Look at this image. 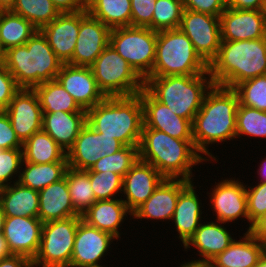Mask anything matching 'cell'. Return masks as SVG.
<instances>
[{
  "mask_svg": "<svg viewBox=\"0 0 266 267\" xmlns=\"http://www.w3.org/2000/svg\"><path fill=\"white\" fill-rule=\"evenodd\" d=\"M266 138V111L238 105L236 112V138L242 136Z\"/></svg>",
  "mask_w": 266,
  "mask_h": 267,
  "instance_id": "obj_39",
  "label": "cell"
},
{
  "mask_svg": "<svg viewBox=\"0 0 266 267\" xmlns=\"http://www.w3.org/2000/svg\"><path fill=\"white\" fill-rule=\"evenodd\" d=\"M211 190L208 196L217 221L229 223L242 217L249 223L245 183L235 180V177L226 178L216 183Z\"/></svg>",
  "mask_w": 266,
  "mask_h": 267,
  "instance_id": "obj_14",
  "label": "cell"
},
{
  "mask_svg": "<svg viewBox=\"0 0 266 267\" xmlns=\"http://www.w3.org/2000/svg\"><path fill=\"white\" fill-rule=\"evenodd\" d=\"M90 67L106 97L136 95L144 88V80L110 44Z\"/></svg>",
  "mask_w": 266,
  "mask_h": 267,
  "instance_id": "obj_8",
  "label": "cell"
},
{
  "mask_svg": "<svg viewBox=\"0 0 266 267\" xmlns=\"http://www.w3.org/2000/svg\"><path fill=\"white\" fill-rule=\"evenodd\" d=\"M179 267H212V265L208 261L194 259L186 263L184 262V264H181Z\"/></svg>",
  "mask_w": 266,
  "mask_h": 267,
  "instance_id": "obj_55",
  "label": "cell"
},
{
  "mask_svg": "<svg viewBox=\"0 0 266 267\" xmlns=\"http://www.w3.org/2000/svg\"><path fill=\"white\" fill-rule=\"evenodd\" d=\"M220 221L216 222H203L196 229L194 235L188 240V242L183 246L185 251L194 246L198 249V255L202 258L199 260L210 262L219 253L227 249L230 244L235 240L230 234V230H227Z\"/></svg>",
  "mask_w": 266,
  "mask_h": 267,
  "instance_id": "obj_27",
  "label": "cell"
},
{
  "mask_svg": "<svg viewBox=\"0 0 266 267\" xmlns=\"http://www.w3.org/2000/svg\"><path fill=\"white\" fill-rule=\"evenodd\" d=\"M67 168L68 162L34 164L22 161L18 182L22 186L39 192L48 185L63 179Z\"/></svg>",
  "mask_w": 266,
  "mask_h": 267,
  "instance_id": "obj_32",
  "label": "cell"
},
{
  "mask_svg": "<svg viewBox=\"0 0 266 267\" xmlns=\"http://www.w3.org/2000/svg\"><path fill=\"white\" fill-rule=\"evenodd\" d=\"M139 159L153 165L165 178L193 182L194 166L207 162L193 139H178L143 124L138 146Z\"/></svg>",
  "mask_w": 266,
  "mask_h": 267,
  "instance_id": "obj_2",
  "label": "cell"
},
{
  "mask_svg": "<svg viewBox=\"0 0 266 267\" xmlns=\"http://www.w3.org/2000/svg\"><path fill=\"white\" fill-rule=\"evenodd\" d=\"M81 216L43 223L39 251L32 266L69 267Z\"/></svg>",
  "mask_w": 266,
  "mask_h": 267,
  "instance_id": "obj_10",
  "label": "cell"
},
{
  "mask_svg": "<svg viewBox=\"0 0 266 267\" xmlns=\"http://www.w3.org/2000/svg\"><path fill=\"white\" fill-rule=\"evenodd\" d=\"M221 40H255L266 37V14L262 10L226 7L220 15Z\"/></svg>",
  "mask_w": 266,
  "mask_h": 267,
  "instance_id": "obj_20",
  "label": "cell"
},
{
  "mask_svg": "<svg viewBox=\"0 0 266 267\" xmlns=\"http://www.w3.org/2000/svg\"><path fill=\"white\" fill-rule=\"evenodd\" d=\"M265 251L266 245L245 231L210 263L212 267H255Z\"/></svg>",
  "mask_w": 266,
  "mask_h": 267,
  "instance_id": "obj_28",
  "label": "cell"
},
{
  "mask_svg": "<svg viewBox=\"0 0 266 267\" xmlns=\"http://www.w3.org/2000/svg\"><path fill=\"white\" fill-rule=\"evenodd\" d=\"M259 169L257 171L258 175L261 177L259 182H266V158L259 164Z\"/></svg>",
  "mask_w": 266,
  "mask_h": 267,
  "instance_id": "obj_57",
  "label": "cell"
},
{
  "mask_svg": "<svg viewBox=\"0 0 266 267\" xmlns=\"http://www.w3.org/2000/svg\"><path fill=\"white\" fill-rule=\"evenodd\" d=\"M207 71L209 65L179 28L157 32L156 58L148 76L198 75Z\"/></svg>",
  "mask_w": 266,
  "mask_h": 267,
  "instance_id": "obj_7",
  "label": "cell"
},
{
  "mask_svg": "<svg viewBox=\"0 0 266 267\" xmlns=\"http://www.w3.org/2000/svg\"><path fill=\"white\" fill-rule=\"evenodd\" d=\"M7 49L3 46V43L0 38V64H4L6 59Z\"/></svg>",
  "mask_w": 266,
  "mask_h": 267,
  "instance_id": "obj_58",
  "label": "cell"
},
{
  "mask_svg": "<svg viewBox=\"0 0 266 267\" xmlns=\"http://www.w3.org/2000/svg\"><path fill=\"white\" fill-rule=\"evenodd\" d=\"M38 29L24 17L10 11H0V38L8 49L25 44Z\"/></svg>",
  "mask_w": 266,
  "mask_h": 267,
  "instance_id": "obj_35",
  "label": "cell"
},
{
  "mask_svg": "<svg viewBox=\"0 0 266 267\" xmlns=\"http://www.w3.org/2000/svg\"><path fill=\"white\" fill-rule=\"evenodd\" d=\"M0 267H33L32 261L22 255H11L0 260Z\"/></svg>",
  "mask_w": 266,
  "mask_h": 267,
  "instance_id": "obj_52",
  "label": "cell"
},
{
  "mask_svg": "<svg viewBox=\"0 0 266 267\" xmlns=\"http://www.w3.org/2000/svg\"><path fill=\"white\" fill-rule=\"evenodd\" d=\"M42 226L38 217L5 216L2 234L11 254L33 261L40 248Z\"/></svg>",
  "mask_w": 266,
  "mask_h": 267,
  "instance_id": "obj_16",
  "label": "cell"
},
{
  "mask_svg": "<svg viewBox=\"0 0 266 267\" xmlns=\"http://www.w3.org/2000/svg\"><path fill=\"white\" fill-rule=\"evenodd\" d=\"M81 216L73 207L66 175L39 191L38 218L43 222Z\"/></svg>",
  "mask_w": 266,
  "mask_h": 267,
  "instance_id": "obj_25",
  "label": "cell"
},
{
  "mask_svg": "<svg viewBox=\"0 0 266 267\" xmlns=\"http://www.w3.org/2000/svg\"><path fill=\"white\" fill-rule=\"evenodd\" d=\"M80 28V11L61 13L40 31L46 37L49 46L63 63L68 64L74 53Z\"/></svg>",
  "mask_w": 266,
  "mask_h": 267,
  "instance_id": "obj_22",
  "label": "cell"
},
{
  "mask_svg": "<svg viewBox=\"0 0 266 267\" xmlns=\"http://www.w3.org/2000/svg\"><path fill=\"white\" fill-rule=\"evenodd\" d=\"M11 11L30 21L38 30L61 14L51 0H16Z\"/></svg>",
  "mask_w": 266,
  "mask_h": 267,
  "instance_id": "obj_37",
  "label": "cell"
},
{
  "mask_svg": "<svg viewBox=\"0 0 266 267\" xmlns=\"http://www.w3.org/2000/svg\"><path fill=\"white\" fill-rule=\"evenodd\" d=\"M255 267H266V251L261 256L259 262L257 263Z\"/></svg>",
  "mask_w": 266,
  "mask_h": 267,
  "instance_id": "obj_59",
  "label": "cell"
},
{
  "mask_svg": "<svg viewBox=\"0 0 266 267\" xmlns=\"http://www.w3.org/2000/svg\"><path fill=\"white\" fill-rule=\"evenodd\" d=\"M16 0H0V11H10L13 9Z\"/></svg>",
  "mask_w": 266,
  "mask_h": 267,
  "instance_id": "obj_56",
  "label": "cell"
},
{
  "mask_svg": "<svg viewBox=\"0 0 266 267\" xmlns=\"http://www.w3.org/2000/svg\"><path fill=\"white\" fill-rule=\"evenodd\" d=\"M0 207L4 216L38 217L39 192L19 182L0 188Z\"/></svg>",
  "mask_w": 266,
  "mask_h": 267,
  "instance_id": "obj_29",
  "label": "cell"
},
{
  "mask_svg": "<svg viewBox=\"0 0 266 267\" xmlns=\"http://www.w3.org/2000/svg\"><path fill=\"white\" fill-rule=\"evenodd\" d=\"M125 145L120 142L119 140L113 138V137H108V136H103L101 133V156L105 157L106 155H111L117 152L118 150L122 149Z\"/></svg>",
  "mask_w": 266,
  "mask_h": 267,
  "instance_id": "obj_50",
  "label": "cell"
},
{
  "mask_svg": "<svg viewBox=\"0 0 266 267\" xmlns=\"http://www.w3.org/2000/svg\"><path fill=\"white\" fill-rule=\"evenodd\" d=\"M86 9L110 29L131 26V0H86Z\"/></svg>",
  "mask_w": 266,
  "mask_h": 267,
  "instance_id": "obj_33",
  "label": "cell"
},
{
  "mask_svg": "<svg viewBox=\"0 0 266 267\" xmlns=\"http://www.w3.org/2000/svg\"><path fill=\"white\" fill-rule=\"evenodd\" d=\"M214 85L210 72L198 75L147 76L144 87L173 113L193 122Z\"/></svg>",
  "mask_w": 266,
  "mask_h": 267,
  "instance_id": "obj_6",
  "label": "cell"
},
{
  "mask_svg": "<svg viewBox=\"0 0 266 267\" xmlns=\"http://www.w3.org/2000/svg\"><path fill=\"white\" fill-rule=\"evenodd\" d=\"M111 29L92 17L87 9L80 11V28L71 61L74 66L90 67L110 43Z\"/></svg>",
  "mask_w": 266,
  "mask_h": 267,
  "instance_id": "obj_12",
  "label": "cell"
},
{
  "mask_svg": "<svg viewBox=\"0 0 266 267\" xmlns=\"http://www.w3.org/2000/svg\"><path fill=\"white\" fill-rule=\"evenodd\" d=\"M11 255L6 239L4 238V235L0 233V260Z\"/></svg>",
  "mask_w": 266,
  "mask_h": 267,
  "instance_id": "obj_54",
  "label": "cell"
},
{
  "mask_svg": "<svg viewBox=\"0 0 266 267\" xmlns=\"http://www.w3.org/2000/svg\"><path fill=\"white\" fill-rule=\"evenodd\" d=\"M190 183L184 179L165 178L152 195L132 213V219L171 221L179 193Z\"/></svg>",
  "mask_w": 266,
  "mask_h": 267,
  "instance_id": "obj_21",
  "label": "cell"
},
{
  "mask_svg": "<svg viewBox=\"0 0 266 267\" xmlns=\"http://www.w3.org/2000/svg\"><path fill=\"white\" fill-rule=\"evenodd\" d=\"M157 32L140 26L111 29L110 45L144 80L153 69L156 58Z\"/></svg>",
  "mask_w": 266,
  "mask_h": 267,
  "instance_id": "obj_9",
  "label": "cell"
},
{
  "mask_svg": "<svg viewBox=\"0 0 266 267\" xmlns=\"http://www.w3.org/2000/svg\"><path fill=\"white\" fill-rule=\"evenodd\" d=\"M23 161L34 164L67 162V153L43 130L23 143Z\"/></svg>",
  "mask_w": 266,
  "mask_h": 267,
  "instance_id": "obj_31",
  "label": "cell"
},
{
  "mask_svg": "<svg viewBox=\"0 0 266 267\" xmlns=\"http://www.w3.org/2000/svg\"><path fill=\"white\" fill-rule=\"evenodd\" d=\"M65 175L73 207L81 215L96 202L89 175L85 170L70 167Z\"/></svg>",
  "mask_w": 266,
  "mask_h": 267,
  "instance_id": "obj_36",
  "label": "cell"
},
{
  "mask_svg": "<svg viewBox=\"0 0 266 267\" xmlns=\"http://www.w3.org/2000/svg\"><path fill=\"white\" fill-rule=\"evenodd\" d=\"M179 29L191 40L208 64L217 57L221 45L220 17L184 9Z\"/></svg>",
  "mask_w": 266,
  "mask_h": 267,
  "instance_id": "obj_11",
  "label": "cell"
},
{
  "mask_svg": "<svg viewBox=\"0 0 266 267\" xmlns=\"http://www.w3.org/2000/svg\"><path fill=\"white\" fill-rule=\"evenodd\" d=\"M114 240L111 234L90 226L82 219L78 223L69 267H102V258ZM101 260V261H100Z\"/></svg>",
  "mask_w": 266,
  "mask_h": 267,
  "instance_id": "obj_13",
  "label": "cell"
},
{
  "mask_svg": "<svg viewBox=\"0 0 266 267\" xmlns=\"http://www.w3.org/2000/svg\"><path fill=\"white\" fill-rule=\"evenodd\" d=\"M33 89L37 93L43 113L86 112L57 80L43 82Z\"/></svg>",
  "mask_w": 266,
  "mask_h": 267,
  "instance_id": "obj_34",
  "label": "cell"
},
{
  "mask_svg": "<svg viewBox=\"0 0 266 267\" xmlns=\"http://www.w3.org/2000/svg\"><path fill=\"white\" fill-rule=\"evenodd\" d=\"M23 143L12 128L10 119L5 111H0V149L22 148Z\"/></svg>",
  "mask_w": 266,
  "mask_h": 267,
  "instance_id": "obj_48",
  "label": "cell"
},
{
  "mask_svg": "<svg viewBox=\"0 0 266 267\" xmlns=\"http://www.w3.org/2000/svg\"><path fill=\"white\" fill-rule=\"evenodd\" d=\"M120 199H109L96 201L90 208H88L81 218L90 226L96 227L101 231L107 232L114 236L117 241L121 237V227L127 214L132 216L126 204Z\"/></svg>",
  "mask_w": 266,
  "mask_h": 267,
  "instance_id": "obj_24",
  "label": "cell"
},
{
  "mask_svg": "<svg viewBox=\"0 0 266 267\" xmlns=\"http://www.w3.org/2000/svg\"><path fill=\"white\" fill-rule=\"evenodd\" d=\"M249 233L266 245V212L252 224Z\"/></svg>",
  "mask_w": 266,
  "mask_h": 267,
  "instance_id": "obj_53",
  "label": "cell"
},
{
  "mask_svg": "<svg viewBox=\"0 0 266 267\" xmlns=\"http://www.w3.org/2000/svg\"><path fill=\"white\" fill-rule=\"evenodd\" d=\"M214 85L233 89L239 83L266 74V37L221 41L217 57L209 65Z\"/></svg>",
  "mask_w": 266,
  "mask_h": 267,
  "instance_id": "obj_3",
  "label": "cell"
},
{
  "mask_svg": "<svg viewBox=\"0 0 266 267\" xmlns=\"http://www.w3.org/2000/svg\"><path fill=\"white\" fill-rule=\"evenodd\" d=\"M23 161L22 148L0 149V188L18 182ZM16 175V176H14Z\"/></svg>",
  "mask_w": 266,
  "mask_h": 267,
  "instance_id": "obj_43",
  "label": "cell"
},
{
  "mask_svg": "<svg viewBox=\"0 0 266 267\" xmlns=\"http://www.w3.org/2000/svg\"><path fill=\"white\" fill-rule=\"evenodd\" d=\"M56 80L86 111L106 98L98 87L91 67L62 64Z\"/></svg>",
  "mask_w": 266,
  "mask_h": 267,
  "instance_id": "obj_17",
  "label": "cell"
},
{
  "mask_svg": "<svg viewBox=\"0 0 266 267\" xmlns=\"http://www.w3.org/2000/svg\"><path fill=\"white\" fill-rule=\"evenodd\" d=\"M60 13H75L86 8V0H51Z\"/></svg>",
  "mask_w": 266,
  "mask_h": 267,
  "instance_id": "obj_49",
  "label": "cell"
},
{
  "mask_svg": "<svg viewBox=\"0 0 266 267\" xmlns=\"http://www.w3.org/2000/svg\"><path fill=\"white\" fill-rule=\"evenodd\" d=\"M194 182H190L180 193L171 221L175 223L178 239L183 246L194 235L196 229L201 225L202 202L196 194Z\"/></svg>",
  "mask_w": 266,
  "mask_h": 267,
  "instance_id": "obj_26",
  "label": "cell"
},
{
  "mask_svg": "<svg viewBox=\"0 0 266 267\" xmlns=\"http://www.w3.org/2000/svg\"><path fill=\"white\" fill-rule=\"evenodd\" d=\"M238 105V95L233 89L213 85L206 93L202 106L193 119L194 146L205 159L207 158V161L210 160V163L218 160L209 151L210 144L218 142L224 144L227 140L236 138Z\"/></svg>",
  "mask_w": 266,
  "mask_h": 267,
  "instance_id": "obj_1",
  "label": "cell"
},
{
  "mask_svg": "<svg viewBox=\"0 0 266 267\" xmlns=\"http://www.w3.org/2000/svg\"><path fill=\"white\" fill-rule=\"evenodd\" d=\"M5 112L22 143L32 134L42 130L43 112L34 89L21 88Z\"/></svg>",
  "mask_w": 266,
  "mask_h": 267,
  "instance_id": "obj_15",
  "label": "cell"
},
{
  "mask_svg": "<svg viewBox=\"0 0 266 267\" xmlns=\"http://www.w3.org/2000/svg\"><path fill=\"white\" fill-rule=\"evenodd\" d=\"M246 185L247 196V212L249 216L250 231L252 224L262 217L266 212V182H258L257 185L251 187Z\"/></svg>",
  "mask_w": 266,
  "mask_h": 267,
  "instance_id": "obj_44",
  "label": "cell"
},
{
  "mask_svg": "<svg viewBox=\"0 0 266 267\" xmlns=\"http://www.w3.org/2000/svg\"><path fill=\"white\" fill-rule=\"evenodd\" d=\"M86 172L89 175L96 201L116 199V195L122 194L123 178L120 175L110 171L101 173Z\"/></svg>",
  "mask_w": 266,
  "mask_h": 267,
  "instance_id": "obj_42",
  "label": "cell"
},
{
  "mask_svg": "<svg viewBox=\"0 0 266 267\" xmlns=\"http://www.w3.org/2000/svg\"><path fill=\"white\" fill-rule=\"evenodd\" d=\"M239 104L266 111V74L245 80L236 85Z\"/></svg>",
  "mask_w": 266,
  "mask_h": 267,
  "instance_id": "obj_41",
  "label": "cell"
},
{
  "mask_svg": "<svg viewBox=\"0 0 266 267\" xmlns=\"http://www.w3.org/2000/svg\"><path fill=\"white\" fill-rule=\"evenodd\" d=\"M156 0H131V26L152 29Z\"/></svg>",
  "mask_w": 266,
  "mask_h": 267,
  "instance_id": "obj_45",
  "label": "cell"
},
{
  "mask_svg": "<svg viewBox=\"0 0 266 267\" xmlns=\"http://www.w3.org/2000/svg\"><path fill=\"white\" fill-rule=\"evenodd\" d=\"M4 219L5 216L2 213L1 207H0V233H2L3 225H4Z\"/></svg>",
  "mask_w": 266,
  "mask_h": 267,
  "instance_id": "obj_60",
  "label": "cell"
},
{
  "mask_svg": "<svg viewBox=\"0 0 266 267\" xmlns=\"http://www.w3.org/2000/svg\"><path fill=\"white\" fill-rule=\"evenodd\" d=\"M139 159L138 146H124L114 154L99 159L92 167L85 171L101 173L114 172L122 178Z\"/></svg>",
  "mask_w": 266,
  "mask_h": 267,
  "instance_id": "obj_38",
  "label": "cell"
},
{
  "mask_svg": "<svg viewBox=\"0 0 266 267\" xmlns=\"http://www.w3.org/2000/svg\"><path fill=\"white\" fill-rule=\"evenodd\" d=\"M143 120L147 128L156 129L178 139H193L192 122L177 116L159 102L145 87L141 91Z\"/></svg>",
  "mask_w": 266,
  "mask_h": 267,
  "instance_id": "obj_19",
  "label": "cell"
},
{
  "mask_svg": "<svg viewBox=\"0 0 266 267\" xmlns=\"http://www.w3.org/2000/svg\"><path fill=\"white\" fill-rule=\"evenodd\" d=\"M165 177L151 164L140 159L125 174L122 182V201L133 213L155 191Z\"/></svg>",
  "mask_w": 266,
  "mask_h": 267,
  "instance_id": "obj_18",
  "label": "cell"
},
{
  "mask_svg": "<svg viewBox=\"0 0 266 267\" xmlns=\"http://www.w3.org/2000/svg\"><path fill=\"white\" fill-rule=\"evenodd\" d=\"M21 88L4 64H0V111H5Z\"/></svg>",
  "mask_w": 266,
  "mask_h": 267,
  "instance_id": "obj_46",
  "label": "cell"
},
{
  "mask_svg": "<svg viewBox=\"0 0 266 267\" xmlns=\"http://www.w3.org/2000/svg\"><path fill=\"white\" fill-rule=\"evenodd\" d=\"M86 112L87 124L95 131L113 137L125 146H139L144 124L141 92L106 97Z\"/></svg>",
  "mask_w": 266,
  "mask_h": 267,
  "instance_id": "obj_4",
  "label": "cell"
},
{
  "mask_svg": "<svg viewBox=\"0 0 266 267\" xmlns=\"http://www.w3.org/2000/svg\"><path fill=\"white\" fill-rule=\"evenodd\" d=\"M226 7L240 10H261L262 0H226Z\"/></svg>",
  "mask_w": 266,
  "mask_h": 267,
  "instance_id": "obj_51",
  "label": "cell"
},
{
  "mask_svg": "<svg viewBox=\"0 0 266 267\" xmlns=\"http://www.w3.org/2000/svg\"><path fill=\"white\" fill-rule=\"evenodd\" d=\"M86 124L87 112L57 111L43 113L42 130L67 153Z\"/></svg>",
  "mask_w": 266,
  "mask_h": 267,
  "instance_id": "obj_23",
  "label": "cell"
},
{
  "mask_svg": "<svg viewBox=\"0 0 266 267\" xmlns=\"http://www.w3.org/2000/svg\"><path fill=\"white\" fill-rule=\"evenodd\" d=\"M184 9L218 16L226 9V0H182Z\"/></svg>",
  "mask_w": 266,
  "mask_h": 267,
  "instance_id": "obj_47",
  "label": "cell"
},
{
  "mask_svg": "<svg viewBox=\"0 0 266 267\" xmlns=\"http://www.w3.org/2000/svg\"><path fill=\"white\" fill-rule=\"evenodd\" d=\"M100 152L101 133L86 124L73 146L67 151L68 167L76 170H88L102 158Z\"/></svg>",
  "mask_w": 266,
  "mask_h": 267,
  "instance_id": "obj_30",
  "label": "cell"
},
{
  "mask_svg": "<svg viewBox=\"0 0 266 267\" xmlns=\"http://www.w3.org/2000/svg\"><path fill=\"white\" fill-rule=\"evenodd\" d=\"M62 64L40 30L25 44L8 48L4 62L16 84L27 89L56 80Z\"/></svg>",
  "mask_w": 266,
  "mask_h": 267,
  "instance_id": "obj_5",
  "label": "cell"
},
{
  "mask_svg": "<svg viewBox=\"0 0 266 267\" xmlns=\"http://www.w3.org/2000/svg\"><path fill=\"white\" fill-rule=\"evenodd\" d=\"M183 11L182 0H156L152 30L159 32L179 28Z\"/></svg>",
  "mask_w": 266,
  "mask_h": 267,
  "instance_id": "obj_40",
  "label": "cell"
},
{
  "mask_svg": "<svg viewBox=\"0 0 266 267\" xmlns=\"http://www.w3.org/2000/svg\"><path fill=\"white\" fill-rule=\"evenodd\" d=\"M261 10L266 14V0H262V8Z\"/></svg>",
  "mask_w": 266,
  "mask_h": 267,
  "instance_id": "obj_61",
  "label": "cell"
}]
</instances>
